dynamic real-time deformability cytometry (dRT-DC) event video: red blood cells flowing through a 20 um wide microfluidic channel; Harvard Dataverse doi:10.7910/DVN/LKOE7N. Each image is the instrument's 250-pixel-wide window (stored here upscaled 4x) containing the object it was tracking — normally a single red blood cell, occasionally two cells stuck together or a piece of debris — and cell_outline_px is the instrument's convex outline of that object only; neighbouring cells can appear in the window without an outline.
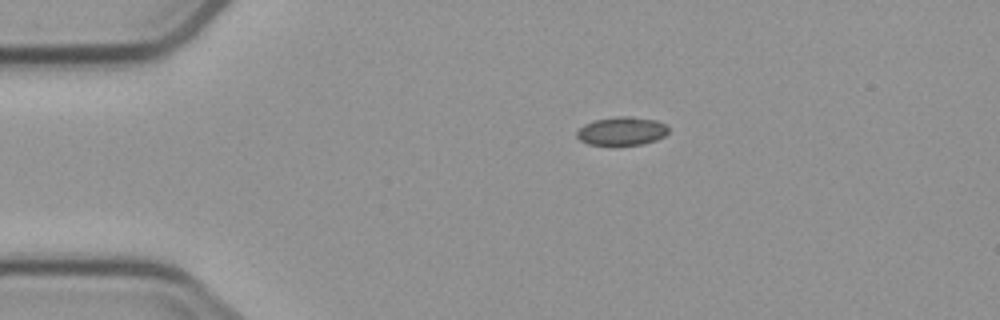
{"species": "common noctule bat (a hibernating species)", "species_latin": "Nyctalus noctula", "temperature_condition": "cold", "stored_images_in_passage": 5, "camera_frame_rate_fps": 3000, "um_per_image_px": 0.085, "animal": {"sex": "male", "body_mass_g": 23.1, "forearm_length_mm": 52.7}, "frame": {"image": 1, "passage_image": 1, "time_ms": 0.0, "image_size_px": [1000, 320], "cell_outline_px": [[668, 132], [664, 136], [656, 140], [644, 144], [588, 144], [580, 140], [576, 136], [576, 132], [584, 124], [596, 120], [616, 116], [632, 116], [656, 120], [668, 124]], "centroid_in_image_um": [52.89, 11.12], "position_along_channel_um": 32.1, "area_um2": 15.14}}
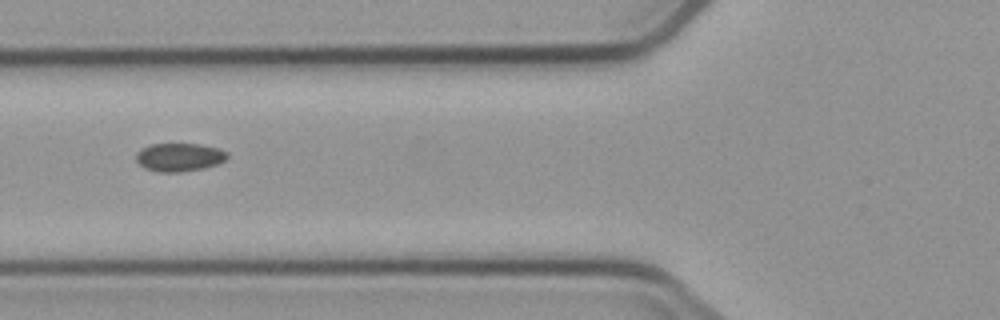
{"frame": {"image": 2, "passage_image": 4, "time_ms": 3.333, "image_size_px": [1000, 320], "cell_outline_px": [[228, 156], [224, 160], [216, 164], [204, 168], [180, 172], [156, 172], [144, 168], [136, 160], [136, 152], [152, 144], [196, 144], [220, 148], [228, 152]], "centroid_in_image_um": [15.24, 13.37], "position_along_channel_um": 110.6, "area_um2": 14.97}}
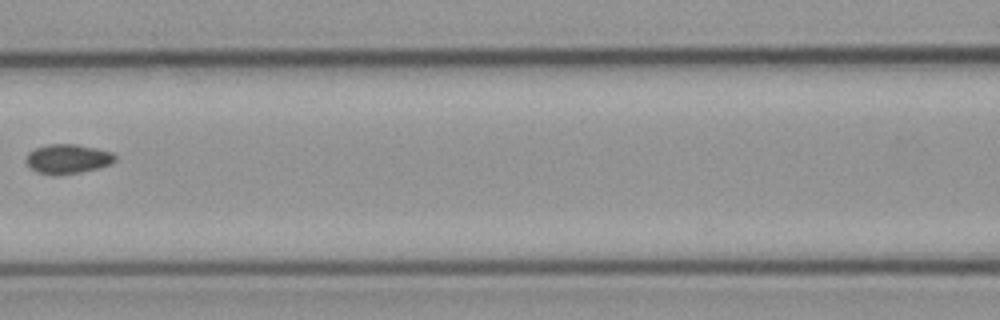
{"frame": {"image": 3, "passage_image": 5, "time_ms": 4.667, "image_size_px": [1000, 320], "cell_outline_px": [[116, 160], [112, 164], [80, 172], [36, 172], [24, 160], [28, 152], [36, 148], [48, 144], [76, 144], [96, 148], [112, 152], [116, 156]], "centroid_in_image_um": [5.79, 13.45], "position_along_channel_um": 160.8, "area_um2": 14.74}}